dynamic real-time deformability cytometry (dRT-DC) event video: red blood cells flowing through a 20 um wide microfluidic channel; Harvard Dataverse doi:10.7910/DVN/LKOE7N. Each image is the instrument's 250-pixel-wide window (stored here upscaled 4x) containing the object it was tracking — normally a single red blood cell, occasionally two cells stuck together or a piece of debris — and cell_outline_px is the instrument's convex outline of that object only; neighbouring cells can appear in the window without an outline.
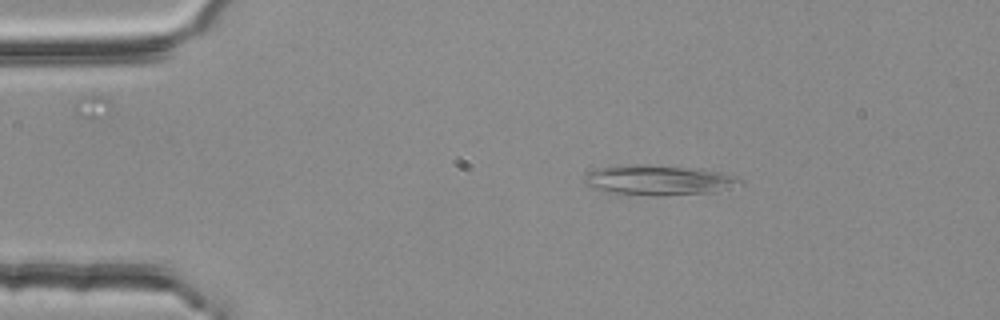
{"species": "common noctule bat (a hibernating species)", "species_latin": "Nyctalus noctula", "temperature_condition": "room temperature", "stored_images_in_passage": 3, "camera_frame_rate_fps": 3000, "um_per_image_px": 0.085, "animal": {"sex": "female", "body_mass_g": 25.1}, "frame": {"image": 1, "passage_image": 2, "time_ms": 0.333, "image_size_px": [1000, 320], "cell_outline_px": [[744, 180], [712, 192], [656, 196], [652, 196], [604, 192], [588, 184], [584, 180], [584, 176], [596, 168], [620, 164], [648, 164], [688, 168], [720, 172], [736, 176]], "centroid_in_image_um": [55.87, 15.3], "position_along_channel_um": 29.1, "area_um2": 26.88}}